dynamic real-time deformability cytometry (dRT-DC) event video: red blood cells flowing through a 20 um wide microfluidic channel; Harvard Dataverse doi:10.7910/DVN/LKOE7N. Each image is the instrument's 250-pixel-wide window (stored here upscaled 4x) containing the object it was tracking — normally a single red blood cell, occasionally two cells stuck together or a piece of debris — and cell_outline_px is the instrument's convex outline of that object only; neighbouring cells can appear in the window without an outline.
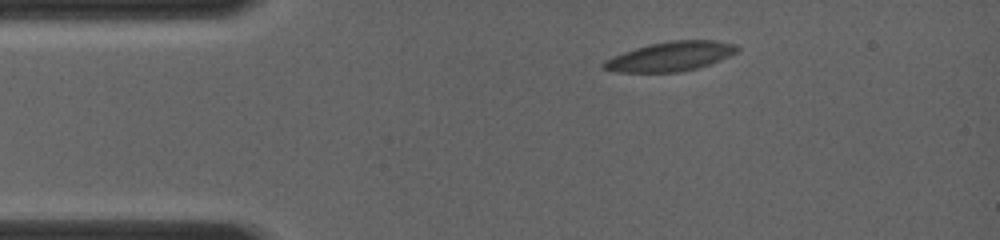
{"species": "common noctule bat (a hibernating species)", "species_latin": "Nyctalus noctula", "temperature_condition": "room temperature", "stored_images_in_passage": 19, "camera_frame_rate_fps": 4000, "um_per_image_px": 0.085, "animal": {"sex": "female", "body_mass_g": 19.0, "forearm_length_mm": 56.7}, "frame": {"image": 1, "passage_image": 1, "time_ms": 0.0, "image_size_px": [1000, 240], "cell_outline_px": [[740, 48], [736, 52], [720, 60], [696, 68], [680, 72], [616, 72], [600, 68], [600, 64], [604, 60], [612, 56], [648, 44], [668, 40], [716, 40], [736, 44]], "centroid_in_image_um": [56.95, 4.79], "position_along_channel_um": 28.1, "area_um2": 23.0}}
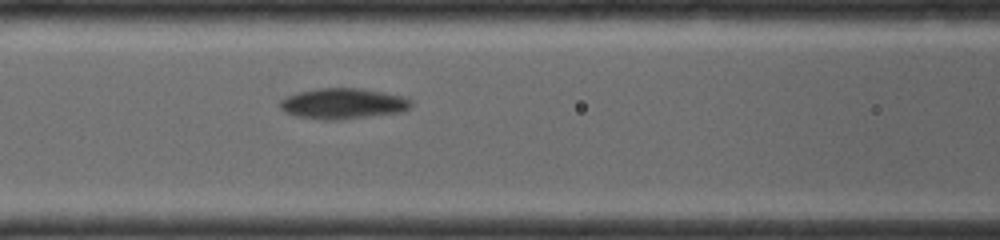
{"frame": {"image": 2, "passage_image": 11, "time_ms": 3.75, "image_size_px": [1000, 240], "cell_outline_px": [[412, 104], [404, 112], [336, 120], [324, 120], [296, 116], [284, 112], [280, 108], [280, 100], [288, 96], [300, 92], [316, 88], [360, 88], [384, 92], [400, 96], [412, 100]], "centroid_in_image_um": [29.15, 8.81], "position_along_channel_um": 137.4, "area_um2": 23.41}}
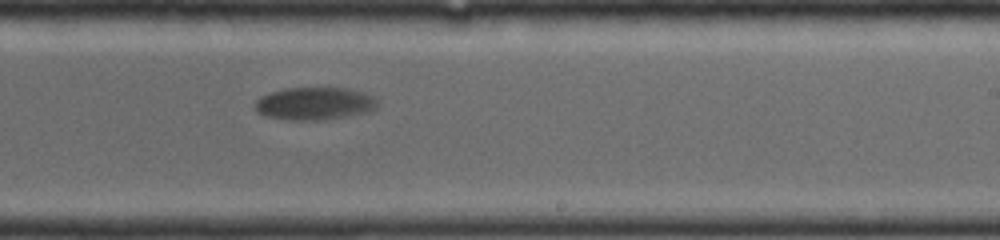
{"frame": {"image": 3, "passage_image": 19, "time_ms": 6.75, "image_size_px": [1000, 240], "cell_outline_px": [[376, 108], [368, 112], [324, 120], [292, 120], [264, 116], [256, 112], [256, 100], [260, 96], [268, 92], [288, 88], [344, 88], [364, 92], [372, 96], [376, 100]], "centroid_in_image_um": [26.7, 8.8], "position_along_channel_um": 262.3, "area_um2": 23.29}}